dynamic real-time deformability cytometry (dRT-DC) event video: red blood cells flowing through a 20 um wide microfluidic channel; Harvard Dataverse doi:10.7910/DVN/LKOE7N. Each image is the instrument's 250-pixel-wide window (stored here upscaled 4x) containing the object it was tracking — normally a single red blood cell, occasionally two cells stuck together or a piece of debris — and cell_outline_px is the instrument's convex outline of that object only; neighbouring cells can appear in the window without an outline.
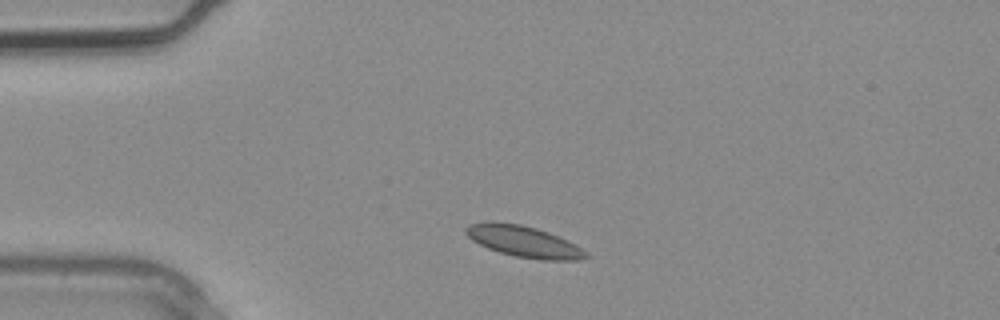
{"species": "common noctule bat (a hibernating species)", "species_latin": "Nyctalus noctula", "temperature_condition": "warm", "stored_images_in_passage": 2, "camera_frame_rate_fps": 3000, "um_per_image_px": 0.085, "animal": {"sex": "male", "body_mass_g": 20.4}, "frame": {"image": 1, "passage_image": 2, "time_ms": 0.333, "image_size_px": [1000, 320], "cell_outline_px": [[588, 256], [580, 260], [544, 260], [516, 256], [500, 252], [488, 248], [472, 240], [464, 232], [464, 228], [472, 224], [492, 220], [520, 224], [536, 228], [548, 232], [588, 252]], "centroid_in_image_um": [44.47, 20.51], "position_along_channel_um": 40.5, "area_um2": 21.56}}